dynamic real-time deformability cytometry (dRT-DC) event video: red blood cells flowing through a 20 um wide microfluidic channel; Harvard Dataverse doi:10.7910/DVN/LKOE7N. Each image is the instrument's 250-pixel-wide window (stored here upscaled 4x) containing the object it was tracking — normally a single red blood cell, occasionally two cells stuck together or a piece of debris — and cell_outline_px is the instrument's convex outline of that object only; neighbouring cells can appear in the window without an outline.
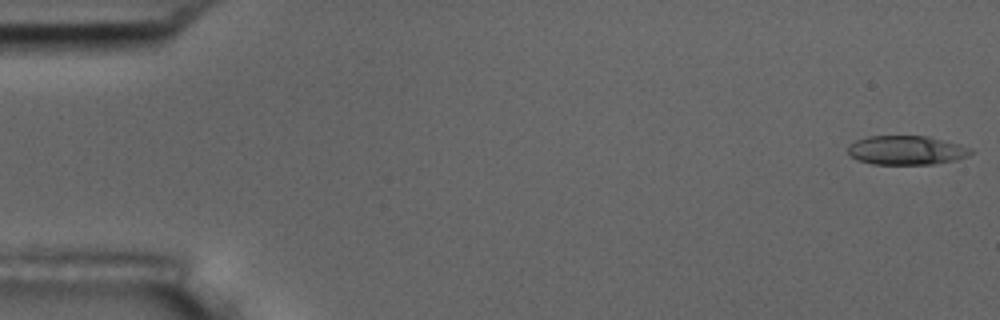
{"species": "common noctule bat (a hibernating species)", "species_latin": "Nyctalus noctula", "temperature_condition": "room temperature", "stored_images_in_passage": 50, "camera_frame_rate_fps": 3000, "um_per_image_px": 0.085, "animal": {"sex": "male", "body_mass_g": 17.5, "forearm_length_mm": 52.3}, "frame": {"image": 1, "passage_image": 1, "time_ms": 0.0, "image_size_px": [1000, 320], "cell_outline_px": [[972, 152], [968, 156], [956, 160], [932, 164], [872, 164], [856, 160], [848, 152], [848, 144], [856, 140], [868, 136], [928, 136], [960, 144], [972, 148]], "centroid_in_image_um": [77.04, 12.77], "position_along_channel_um": 8.0, "area_um2": 20.92}}
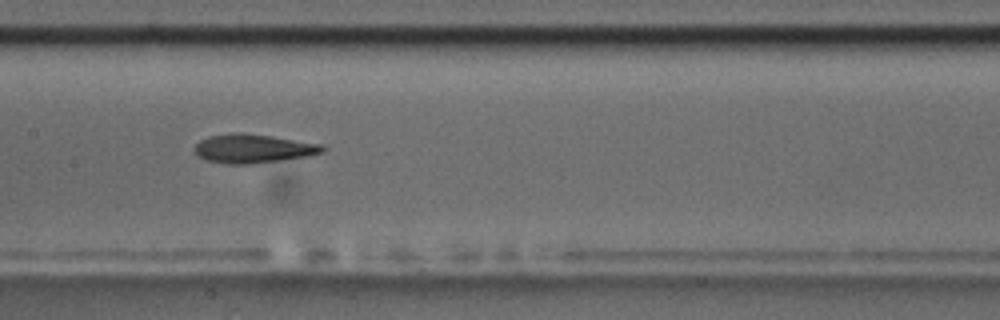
{"frame": {"image": 2, "passage_image": 27, "time_ms": 8.667, "image_size_px": [1000, 320], "cell_outline_px": [[328, 148], [324, 152], [308, 156], [280, 160], [248, 164], [228, 164], [208, 160], [200, 156], [192, 148], [200, 140], [208, 136], [232, 132], [240, 132], [272, 136], [324, 144]], "centroid_in_image_um": [21.56, 12.61], "position_along_channel_um": 185.8, "area_um2": 21.62}}
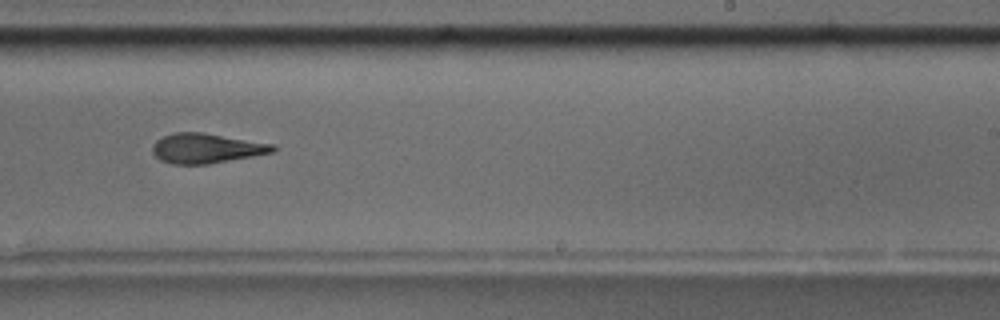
{"frame": {"image": 3, "passage_image": 34, "time_ms": 11.0, "image_size_px": [1000, 320], "cell_outline_px": [[276, 148], [272, 152], [252, 156], [208, 164], [172, 164], [160, 160], [152, 152], [152, 144], [156, 140], [172, 132], [204, 132], [276, 144]], "centroid_in_image_um": [17.52, 12.59], "position_along_channel_um": 271.5, "area_um2": 21.04}, "authors_computed_cell_mechanics": {"area_um2": 21.0681, "velocity_mm_per_s": 3.6785, "shape_relaxation_time_tau1_ms": 6.1679, "shape_relaxation_time_tau2_ms": 5.1594, "deformation_change_tau1": 0.2103, "deformation_change_tau2": 0.1721}}